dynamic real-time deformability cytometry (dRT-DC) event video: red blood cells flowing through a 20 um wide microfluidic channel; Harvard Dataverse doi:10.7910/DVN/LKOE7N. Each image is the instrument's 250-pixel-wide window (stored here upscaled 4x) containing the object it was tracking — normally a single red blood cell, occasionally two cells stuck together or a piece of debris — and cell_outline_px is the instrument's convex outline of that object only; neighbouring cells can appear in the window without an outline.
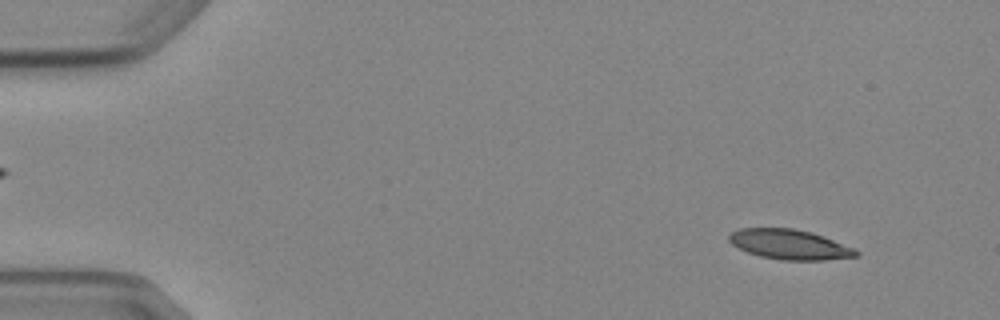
{"species": "Egyptian fruit bat (a non-hibernating species)", "species_latin": "Rousettus aegyptiacus", "temperature_condition": "cold", "stored_images_in_passage": 4, "camera_frame_rate_fps": 3000, "um_per_image_px": 0.085, "animal": {"sex": "female"}, "frame": {"image": 1, "passage_image": 1, "time_ms": 0.0, "image_size_px": [1000, 320], "cell_outline_px": [[860, 256], [824, 260], [784, 260], [760, 256], [748, 252], [732, 244], [728, 240], [728, 236], [732, 232], [740, 228], [792, 228], [812, 232], [824, 236], [856, 248], [860, 252]], "centroid_in_image_um": [67.17, 20.78], "position_along_channel_um": 17.8, "area_um2": 22.25}}
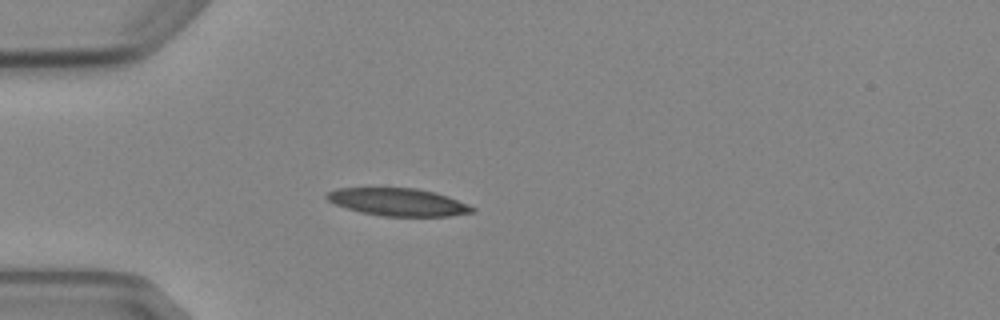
{"frame": {"image": 2, "passage_image": 3, "time_ms": 3.333, "image_size_px": [1000, 320], "cell_outline_px": [[476, 212], [452, 216], [384, 216], [360, 212], [336, 204], [328, 200], [324, 196], [328, 192], [336, 188], [416, 188], [436, 192], [448, 196], [468, 204], [476, 208]], "centroid_in_image_um": [33.89, 17.17], "position_along_channel_um": 51.1, "area_um2": 23.47}}